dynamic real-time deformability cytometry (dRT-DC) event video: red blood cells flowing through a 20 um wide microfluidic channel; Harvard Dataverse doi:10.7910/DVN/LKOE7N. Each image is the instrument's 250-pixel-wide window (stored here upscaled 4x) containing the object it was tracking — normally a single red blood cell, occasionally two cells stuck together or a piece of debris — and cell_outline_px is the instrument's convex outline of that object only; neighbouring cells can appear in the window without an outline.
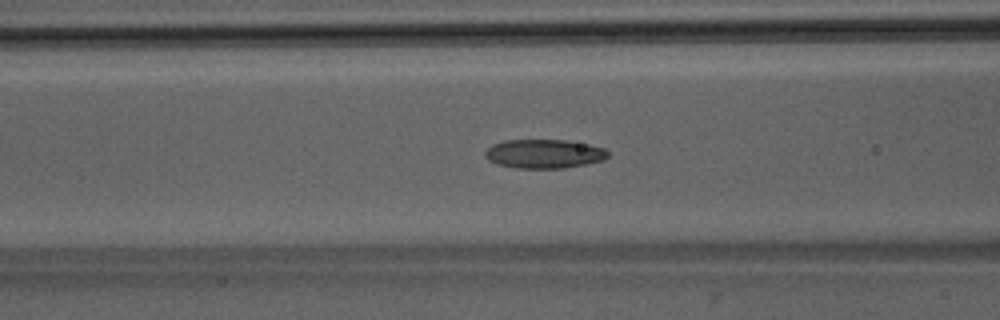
{"species": "Egyptian fruit bat (a non-hibernating species)", "species_latin": "Rousettus aegyptiacus", "temperature_condition": "room temperature", "stored_images_in_passage": 51, "camera_frame_rate_fps": 3000, "um_per_image_px": 0.085, "animal": {"sex": "male"}, "frame": {"image": 1, "passage_image": 20, "time_ms": 6.333, "image_size_px": [1000, 320], "cell_outline_px": [[608, 156], [604, 160], [564, 168], [516, 168], [496, 164], [488, 160], [484, 156], [484, 152], [492, 144], [504, 140], [564, 140], [588, 144], [604, 148], [608, 152]], "centroid_in_image_um": [46.21, 13.07], "position_along_channel_um": 120.4, "area_um2": 20.75}}
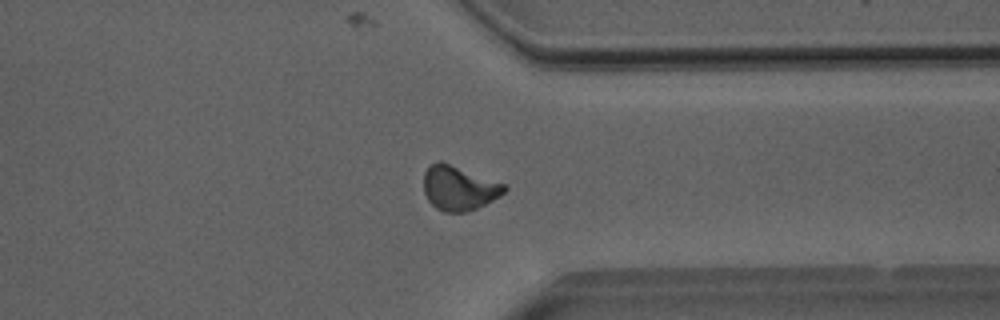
{"frame": {"image": 2, "passage_image": 39, "time_ms": 12.667, "image_size_px": [1000, 320], "cell_outline_px": [[508, 188], [500, 196], [476, 208], [464, 212], [444, 212], [436, 208], [428, 200], [424, 192], [424, 172], [432, 164], [440, 160], [508, 184]], "centroid_in_image_um": [39.03, 15.97], "position_along_channel_um": 372.4, "area_um2": 20.98}}
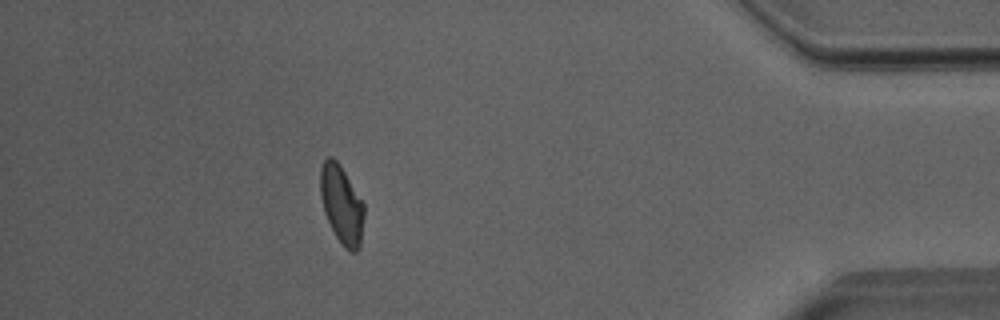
{"frame": {"image": 3, "passage_image": 45, "time_ms": 14.667, "image_size_px": [1000, 320], "cell_outline_px": [[364, 216], [360, 248], [356, 252], [348, 252], [344, 248], [336, 236], [324, 212], [320, 196], [320, 168], [324, 160], [328, 156], [332, 156], [340, 164], [364, 204]], "centroid_in_image_um": [29.04, 17.39], "position_along_channel_um": 406.2, "area_um2": 20.06}, "authors_computed_cell_mechanics": {"area_um2": 20.4034, "velocity_mm_per_s": 4.0124, "shape_relaxation_time_tau1_ms": 8.2191, "shape_relaxation_time_tau2_ms": 2.8946, "deformation_change_tau1": 0.1813, "deformation_change_tau2": 0.0877}}